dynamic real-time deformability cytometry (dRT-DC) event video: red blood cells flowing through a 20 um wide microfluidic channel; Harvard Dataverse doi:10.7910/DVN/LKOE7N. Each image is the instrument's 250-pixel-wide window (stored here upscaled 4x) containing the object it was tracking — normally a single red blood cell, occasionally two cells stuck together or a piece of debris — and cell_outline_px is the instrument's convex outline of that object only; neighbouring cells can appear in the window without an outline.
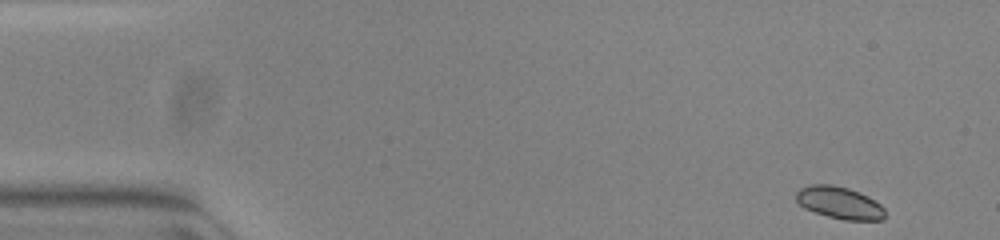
{"species": "common noctule bat (a hibernating species)", "species_latin": "Nyctalus noctula", "temperature_condition": "warm", "stored_images_in_passage": 50, "camera_frame_rate_fps": 3000, "um_per_image_px": 0.085, "animal": {"sex": "female", "body_mass_g": 23.0, "forearm_length_mm": 53.4}, "frame": {"image": 1, "passage_image": 1, "time_ms": 0.0, "image_size_px": [1000, 240], "cell_outline_px": [[884, 220], [844, 220], [828, 216], [804, 208], [796, 200], [796, 192], [800, 188], [808, 184], [832, 184], [848, 188], [860, 192], [868, 196], [880, 204], [884, 208]], "centroid_in_image_um": [71.35, 17.22], "position_along_channel_um": 13.7, "area_um2": 16.7}}
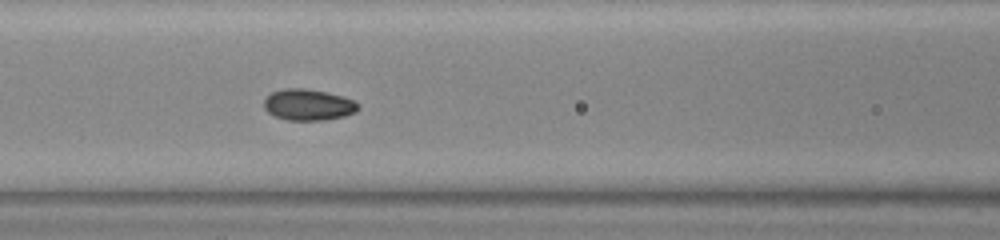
{"frame": {"image": 2, "passage_image": 20, "time_ms": 6.333, "image_size_px": [1000, 240], "cell_outline_px": [[360, 108], [356, 112], [344, 116], [324, 120], [288, 120], [276, 116], [268, 112], [264, 108], [264, 100], [272, 92], [284, 88], [304, 88], [328, 92], [352, 100], [360, 104]], "centroid_in_image_um": [26.22, 8.9], "position_along_channel_um": 140.4, "area_um2": 17.11}}
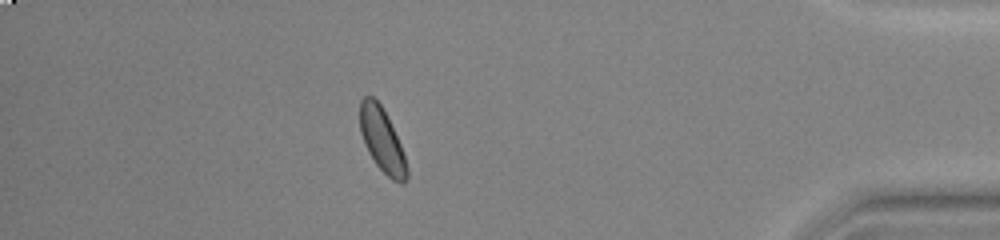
{"frame": {"image": 3, "passage_image": 44, "time_ms": 14.333, "image_size_px": [1000, 240], "cell_outline_px": [[408, 180], [404, 184], [400, 184], [392, 180], [376, 164], [368, 152], [364, 144], [360, 132], [360, 100], [364, 96], [372, 96], [380, 104], [400, 144], [408, 168]], "centroid_in_image_um": [32.47, 11.95], "position_along_channel_um": 402.7, "area_um2": 17.28}, "authors_computed_cell_mechanics": {"area_um2": 17.1088, "velocity_mm_per_s": 3.86, "shape_relaxation_time_tau1_ms": 2.9726, "shape_relaxation_time_tau2_ms": null, "deformation_change_tau1": 0.0878, "deformation_change_tau2": null}}